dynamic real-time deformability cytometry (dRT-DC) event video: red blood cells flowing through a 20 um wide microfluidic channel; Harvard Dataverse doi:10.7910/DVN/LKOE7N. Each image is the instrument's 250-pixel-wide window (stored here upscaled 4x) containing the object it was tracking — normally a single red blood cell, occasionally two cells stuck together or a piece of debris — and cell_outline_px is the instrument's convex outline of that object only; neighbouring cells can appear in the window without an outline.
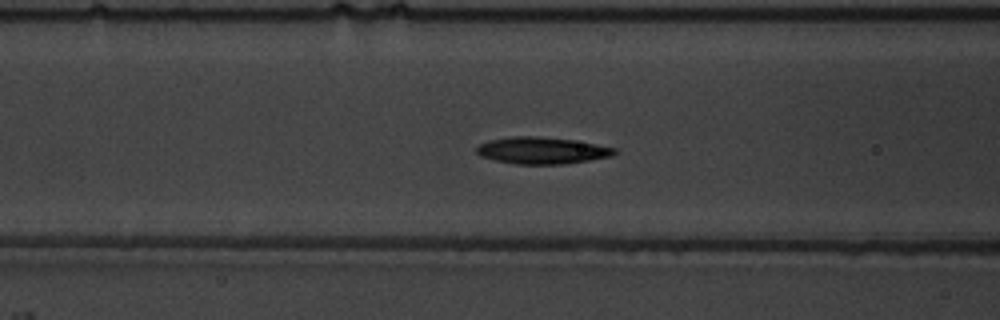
{"species": "common noctule bat (a hibernating species)", "species_latin": "Nyctalus noctula", "temperature_condition": "warm", "stored_images_in_passage": 54, "camera_frame_rate_fps": 3000, "um_per_image_px": 0.085, "animal": {"sex": "male", "body_mass_g": 19.5, "forearm_length_mm": 54.6}, "frame": {"image": 1, "passage_image": 22, "time_ms": 7.0, "image_size_px": [1000, 320], "cell_outline_px": [[616, 152], [612, 156], [564, 164], [516, 164], [496, 160], [480, 156], [476, 152], [476, 148], [480, 144], [488, 140], [512, 136], [536, 136], [572, 140], [596, 144], [616, 148]], "centroid_in_image_um": [46.04, 12.79], "position_along_channel_um": 120.6, "area_um2": 21.39}}
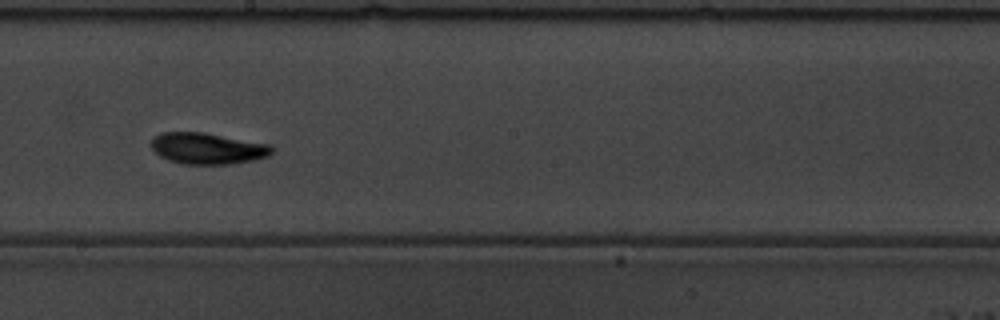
{"frame": {"image": 2, "passage_image": 31, "time_ms": 10.0, "image_size_px": [1000, 320], "cell_outline_px": [[272, 152], [268, 156], [252, 160], [232, 164], [184, 164], [168, 160], [160, 156], [152, 148], [152, 140], [156, 136], [164, 132], [204, 132], [268, 144], [272, 148]], "centroid_in_image_um": [17.63, 12.62], "position_along_channel_um": 230.6, "area_um2": 21.73}}
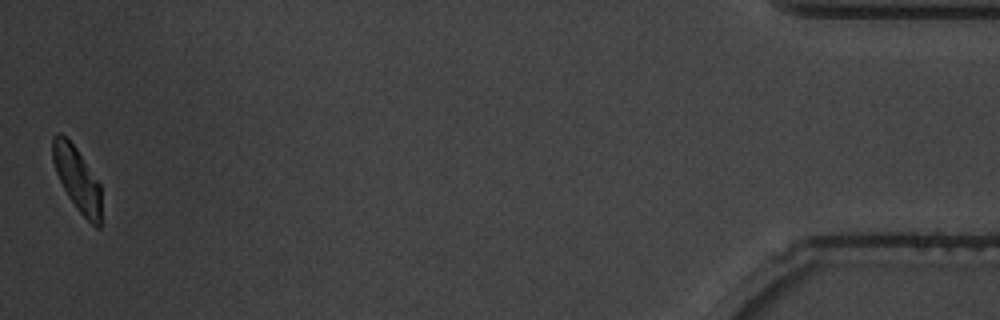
{"frame": {"image": 3, "passage_image": 54, "time_ms": 17.667, "image_size_px": [1000, 320], "cell_outline_px": [[100, 228], [96, 228], [76, 208], [68, 196], [56, 172], [52, 160], [52, 136], [56, 132], [60, 132], [76, 148], [100, 184]], "centroid_in_image_um": [6.53, 15.19], "position_along_channel_um": 428.7, "area_um2": 17.86}, "authors_computed_cell_mechanics": {"area_um2": 20.5768, "velocity_mm_per_s": 3.6798, "shape_relaxation_time_tau1_ms": 2.8796, "shape_relaxation_time_tau2_ms": 2.636, "deformation_change_tau1": 0.1488, "deformation_change_tau2": 0.0827}}